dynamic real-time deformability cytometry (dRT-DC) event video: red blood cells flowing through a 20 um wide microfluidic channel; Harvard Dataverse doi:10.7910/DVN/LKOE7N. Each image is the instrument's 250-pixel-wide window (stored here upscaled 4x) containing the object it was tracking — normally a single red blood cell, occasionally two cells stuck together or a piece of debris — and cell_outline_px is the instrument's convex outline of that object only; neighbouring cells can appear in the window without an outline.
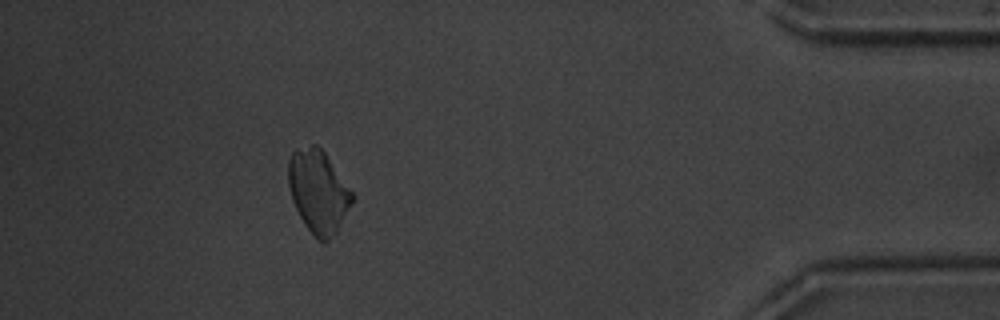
{"species": "common noctule bat (a hibernating species)", "species_latin": "Nyctalus noctula", "temperature_condition": "warm", "stored_images_in_passage": 50, "camera_frame_rate_fps": 3000, "um_per_image_px": 0.085, "animal": {"sex": "male", "body_mass_g": 20.1, "forearm_length_mm": 53.5}, "frame": {"image": 1, "passage_image": 45, "time_ms": 14.667, "image_size_px": [1000, 320], "cell_outline_px": [[356, 196], [336, 232], [324, 244], [304, 224], [292, 200], [288, 184], [288, 160], [292, 152], [312, 144], [316, 144], [324, 152]], "centroid_in_image_um": [27.06, 16.26], "position_along_channel_um": 408.1, "area_um2": 30.46}}